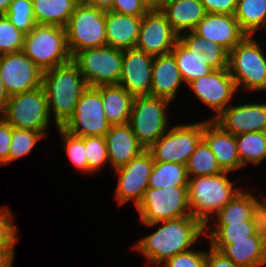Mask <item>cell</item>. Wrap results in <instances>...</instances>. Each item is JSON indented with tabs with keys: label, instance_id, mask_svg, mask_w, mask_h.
<instances>
[{
	"label": "cell",
	"instance_id": "obj_1",
	"mask_svg": "<svg viewBox=\"0 0 266 267\" xmlns=\"http://www.w3.org/2000/svg\"><path fill=\"white\" fill-rule=\"evenodd\" d=\"M159 226L155 232L143 237L133 247L148 259V265L160 266L178 253L192 249L199 237L205 235V226L193 216L179 217L145 226Z\"/></svg>",
	"mask_w": 266,
	"mask_h": 267
},
{
	"label": "cell",
	"instance_id": "obj_2",
	"mask_svg": "<svg viewBox=\"0 0 266 267\" xmlns=\"http://www.w3.org/2000/svg\"><path fill=\"white\" fill-rule=\"evenodd\" d=\"M48 111L53 112L56 127H63L73 116L81 94L88 88L78 66L73 62L47 70L42 76Z\"/></svg>",
	"mask_w": 266,
	"mask_h": 267
},
{
	"label": "cell",
	"instance_id": "obj_3",
	"mask_svg": "<svg viewBox=\"0 0 266 267\" xmlns=\"http://www.w3.org/2000/svg\"><path fill=\"white\" fill-rule=\"evenodd\" d=\"M228 173L230 172L224 171L217 175L191 177L188 180L190 213L205 229L213 228L208 224L210 219L241 191L228 178Z\"/></svg>",
	"mask_w": 266,
	"mask_h": 267
},
{
	"label": "cell",
	"instance_id": "obj_4",
	"mask_svg": "<svg viewBox=\"0 0 266 267\" xmlns=\"http://www.w3.org/2000/svg\"><path fill=\"white\" fill-rule=\"evenodd\" d=\"M22 52L43 73L72 61L66 30L55 25L36 24L33 30L25 34Z\"/></svg>",
	"mask_w": 266,
	"mask_h": 267
},
{
	"label": "cell",
	"instance_id": "obj_5",
	"mask_svg": "<svg viewBox=\"0 0 266 267\" xmlns=\"http://www.w3.org/2000/svg\"><path fill=\"white\" fill-rule=\"evenodd\" d=\"M257 42L246 35L229 52L228 69L237 91L241 85L250 92L266 90V56Z\"/></svg>",
	"mask_w": 266,
	"mask_h": 267
},
{
	"label": "cell",
	"instance_id": "obj_6",
	"mask_svg": "<svg viewBox=\"0 0 266 267\" xmlns=\"http://www.w3.org/2000/svg\"><path fill=\"white\" fill-rule=\"evenodd\" d=\"M106 11L80 2L65 26L72 58L80 51L107 45Z\"/></svg>",
	"mask_w": 266,
	"mask_h": 267
},
{
	"label": "cell",
	"instance_id": "obj_7",
	"mask_svg": "<svg viewBox=\"0 0 266 267\" xmlns=\"http://www.w3.org/2000/svg\"><path fill=\"white\" fill-rule=\"evenodd\" d=\"M169 103L167 99L150 95L134 97L128 124L145 150L168 130L166 108Z\"/></svg>",
	"mask_w": 266,
	"mask_h": 267
},
{
	"label": "cell",
	"instance_id": "obj_8",
	"mask_svg": "<svg viewBox=\"0 0 266 267\" xmlns=\"http://www.w3.org/2000/svg\"><path fill=\"white\" fill-rule=\"evenodd\" d=\"M72 61L78 66L88 87L119 84L123 50L108 45L78 52Z\"/></svg>",
	"mask_w": 266,
	"mask_h": 267
},
{
	"label": "cell",
	"instance_id": "obj_9",
	"mask_svg": "<svg viewBox=\"0 0 266 267\" xmlns=\"http://www.w3.org/2000/svg\"><path fill=\"white\" fill-rule=\"evenodd\" d=\"M136 208L141 224L192 216L188 204V186L147 188Z\"/></svg>",
	"mask_w": 266,
	"mask_h": 267
},
{
	"label": "cell",
	"instance_id": "obj_10",
	"mask_svg": "<svg viewBox=\"0 0 266 267\" xmlns=\"http://www.w3.org/2000/svg\"><path fill=\"white\" fill-rule=\"evenodd\" d=\"M2 117L13 128L31 129L47 136L51 118L43 86L10 96Z\"/></svg>",
	"mask_w": 266,
	"mask_h": 267
},
{
	"label": "cell",
	"instance_id": "obj_11",
	"mask_svg": "<svg viewBox=\"0 0 266 267\" xmlns=\"http://www.w3.org/2000/svg\"><path fill=\"white\" fill-rule=\"evenodd\" d=\"M203 139V121L177 124L168 129L147 150L155 162H174L186 165L196 146Z\"/></svg>",
	"mask_w": 266,
	"mask_h": 267
},
{
	"label": "cell",
	"instance_id": "obj_12",
	"mask_svg": "<svg viewBox=\"0 0 266 267\" xmlns=\"http://www.w3.org/2000/svg\"><path fill=\"white\" fill-rule=\"evenodd\" d=\"M63 128L79 137H105L111 125L104 113L101 94L95 87H88L81 94L73 116Z\"/></svg>",
	"mask_w": 266,
	"mask_h": 267
},
{
	"label": "cell",
	"instance_id": "obj_13",
	"mask_svg": "<svg viewBox=\"0 0 266 267\" xmlns=\"http://www.w3.org/2000/svg\"><path fill=\"white\" fill-rule=\"evenodd\" d=\"M154 163L152 154L148 150H144L127 164L114 169L119 175L115 191L117 203L122 205L133 199L135 207L138 206L148 188Z\"/></svg>",
	"mask_w": 266,
	"mask_h": 267
},
{
	"label": "cell",
	"instance_id": "obj_14",
	"mask_svg": "<svg viewBox=\"0 0 266 267\" xmlns=\"http://www.w3.org/2000/svg\"><path fill=\"white\" fill-rule=\"evenodd\" d=\"M43 72L22 51L0 56V78L9 96L42 86Z\"/></svg>",
	"mask_w": 266,
	"mask_h": 267
},
{
	"label": "cell",
	"instance_id": "obj_15",
	"mask_svg": "<svg viewBox=\"0 0 266 267\" xmlns=\"http://www.w3.org/2000/svg\"><path fill=\"white\" fill-rule=\"evenodd\" d=\"M178 40L179 35L160 9H150L142 16L135 48L156 57L170 53Z\"/></svg>",
	"mask_w": 266,
	"mask_h": 267
},
{
	"label": "cell",
	"instance_id": "obj_16",
	"mask_svg": "<svg viewBox=\"0 0 266 267\" xmlns=\"http://www.w3.org/2000/svg\"><path fill=\"white\" fill-rule=\"evenodd\" d=\"M188 85L203 104L216 112L215 117L228 107L234 93H237L234 79L228 68L213 70Z\"/></svg>",
	"mask_w": 266,
	"mask_h": 267
},
{
	"label": "cell",
	"instance_id": "obj_17",
	"mask_svg": "<svg viewBox=\"0 0 266 267\" xmlns=\"http://www.w3.org/2000/svg\"><path fill=\"white\" fill-rule=\"evenodd\" d=\"M154 57L142 50H123L122 75L119 85L133 97L151 94L152 67Z\"/></svg>",
	"mask_w": 266,
	"mask_h": 267
},
{
	"label": "cell",
	"instance_id": "obj_18",
	"mask_svg": "<svg viewBox=\"0 0 266 267\" xmlns=\"http://www.w3.org/2000/svg\"><path fill=\"white\" fill-rule=\"evenodd\" d=\"M212 120L223 130L234 136L244 133L263 132L266 127V103L228 105Z\"/></svg>",
	"mask_w": 266,
	"mask_h": 267
},
{
	"label": "cell",
	"instance_id": "obj_19",
	"mask_svg": "<svg viewBox=\"0 0 266 267\" xmlns=\"http://www.w3.org/2000/svg\"><path fill=\"white\" fill-rule=\"evenodd\" d=\"M193 31L229 52L246 36L234 15L219 13H207Z\"/></svg>",
	"mask_w": 266,
	"mask_h": 267
},
{
	"label": "cell",
	"instance_id": "obj_20",
	"mask_svg": "<svg viewBox=\"0 0 266 267\" xmlns=\"http://www.w3.org/2000/svg\"><path fill=\"white\" fill-rule=\"evenodd\" d=\"M203 140L216 156L223 171L232 172L242 168L234 135L223 130L212 119L203 121Z\"/></svg>",
	"mask_w": 266,
	"mask_h": 267
},
{
	"label": "cell",
	"instance_id": "obj_21",
	"mask_svg": "<svg viewBox=\"0 0 266 267\" xmlns=\"http://www.w3.org/2000/svg\"><path fill=\"white\" fill-rule=\"evenodd\" d=\"M242 267L266 265V231L262 227L250 240L233 241L229 245H209Z\"/></svg>",
	"mask_w": 266,
	"mask_h": 267
},
{
	"label": "cell",
	"instance_id": "obj_22",
	"mask_svg": "<svg viewBox=\"0 0 266 267\" xmlns=\"http://www.w3.org/2000/svg\"><path fill=\"white\" fill-rule=\"evenodd\" d=\"M105 140L109 163L113 169L127 164L145 150L129 124L111 126L105 135Z\"/></svg>",
	"mask_w": 266,
	"mask_h": 267
},
{
	"label": "cell",
	"instance_id": "obj_23",
	"mask_svg": "<svg viewBox=\"0 0 266 267\" xmlns=\"http://www.w3.org/2000/svg\"><path fill=\"white\" fill-rule=\"evenodd\" d=\"M183 82L177 62L171 52L154 57L150 96L164 98L171 102Z\"/></svg>",
	"mask_w": 266,
	"mask_h": 267
},
{
	"label": "cell",
	"instance_id": "obj_24",
	"mask_svg": "<svg viewBox=\"0 0 266 267\" xmlns=\"http://www.w3.org/2000/svg\"><path fill=\"white\" fill-rule=\"evenodd\" d=\"M141 22L142 16L106 11L105 30L107 45L119 50L135 48Z\"/></svg>",
	"mask_w": 266,
	"mask_h": 267
},
{
	"label": "cell",
	"instance_id": "obj_25",
	"mask_svg": "<svg viewBox=\"0 0 266 267\" xmlns=\"http://www.w3.org/2000/svg\"><path fill=\"white\" fill-rule=\"evenodd\" d=\"M159 9L178 35L192 31L207 14L201 0H164Z\"/></svg>",
	"mask_w": 266,
	"mask_h": 267
},
{
	"label": "cell",
	"instance_id": "obj_26",
	"mask_svg": "<svg viewBox=\"0 0 266 267\" xmlns=\"http://www.w3.org/2000/svg\"><path fill=\"white\" fill-rule=\"evenodd\" d=\"M95 88L101 94L104 113L110 125L128 124L134 97L119 84Z\"/></svg>",
	"mask_w": 266,
	"mask_h": 267
},
{
	"label": "cell",
	"instance_id": "obj_27",
	"mask_svg": "<svg viewBox=\"0 0 266 267\" xmlns=\"http://www.w3.org/2000/svg\"><path fill=\"white\" fill-rule=\"evenodd\" d=\"M258 199L252 193L241 190L210 221L215 219L216 223H242L263 220L261 201Z\"/></svg>",
	"mask_w": 266,
	"mask_h": 267
},
{
	"label": "cell",
	"instance_id": "obj_28",
	"mask_svg": "<svg viewBox=\"0 0 266 267\" xmlns=\"http://www.w3.org/2000/svg\"><path fill=\"white\" fill-rule=\"evenodd\" d=\"M179 41L213 70L228 68L229 51L220 44L207 41L193 30L179 35Z\"/></svg>",
	"mask_w": 266,
	"mask_h": 267
},
{
	"label": "cell",
	"instance_id": "obj_29",
	"mask_svg": "<svg viewBox=\"0 0 266 267\" xmlns=\"http://www.w3.org/2000/svg\"><path fill=\"white\" fill-rule=\"evenodd\" d=\"M81 0H32L36 24L65 28Z\"/></svg>",
	"mask_w": 266,
	"mask_h": 267
},
{
	"label": "cell",
	"instance_id": "obj_30",
	"mask_svg": "<svg viewBox=\"0 0 266 267\" xmlns=\"http://www.w3.org/2000/svg\"><path fill=\"white\" fill-rule=\"evenodd\" d=\"M213 225L212 230L205 229V235L210 240L209 245H229L233 244V241L250 240V237L263 227V220H250L242 223L214 222Z\"/></svg>",
	"mask_w": 266,
	"mask_h": 267
},
{
	"label": "cell",
	"instance_id": "obj_31",
	"mask_svg": "<svg viewBox=\"0 0 266 267\" xmlns=\"http://www.w3.org/2000/svg\"><path fill=\"white\" fill-rule=\"evenodd\" d=\"M234 16L240 29L253 36L257 29H266V0H237Z\"/></svg>",
	"mask_w": 266,
	"mask_h": 267
},
{
	"label": "cell",
	"instance_id": "obj_32",
	"mask_svg": "<svg viewBox=\"0 0 266 267\" xmlns=\"http://www.w3.org/2000/svg\"><path fill=\"white\" fill-rule=\"evenodd\" d=\"M186 165L174 162H155L148 188L188 186Z\"/></svg>",
	"mask_w": 266,
	"mask_h": 267
},
{
	"label": "cell",
	"instance_id": "obj_33",
	"mask_svg": "<svg viewBox=\"0 0 266 267\" xmlns=\"http://www.w3.org/2000/svg\"><path fill=\"white\" fill-rule=\"evenodd\" d=\"M186 85L213 71L206 63L188 50L179 40L171 50Z\"/></svg>",
	"mask_w": 266,
	"mask_h": 267
},
{
	"label": "cell",
	"instance_id": "obj_34",
	"mask_svg": "<svg viewBox=\"0 0 266 267\" xmlns=\"http://www.w3.org/2000/svg\"><path fill=\"white\" fill-rule=\"evenodd\" d=\"M242 166L259 165L266 159V138L263 132L244 133L235 136Z\"/></svg>",
	"mask_w": 266,
	"mask_h": 267
},
{
	"label": "cell",
	"instance_id": "obj_35",
	"mask_svg": "<svg viewBox=\"0 0 266 267\" xmlns=\"http://www.w3.org/2000/svg\"><path fill=\"white\" fill-rule=\"evenodd\" d=\"M188 178L217 175L224 172L207 143L202 139L186 164Z\"/></svg>",
	"mask_w": 266,
	"mask_h": 267
},
{
	"label": "cell",
	"instance_id": "obj_36",
	"mask_svg": "<svg viewBox=\"0 0 266 267\" xmlns=\"http://www.w3.org/2000/svg\"><path fill=\"white\" fill-rule=\"evenodd\" d=\"M42 132L31 129H12L8 164L18 158L28 155L35 148L38 141L45 139Z\"/></svg>",
	"mask_w": 266,
	"mask_h": 267
},
{
	"label": "cell",
	"instance_id": "obj_37",
	"mask_svg": "<svg viewBox=\"0 0 266 267\" xmlns=\"http://www.w3.org/2000/svg\"><path fill=\"white\" fill-rule=\"evenodd\" d=\"M5 16L25 34L33 30L36 25L32 0H12Z\"/></svg>",
	"mask_w": 266,
	"mask_h": 267
},
{
	"label": "cell",
	"instance_id": "obj_38",
	"mask_svg": "<svg viewBox=\"0 0 266 267\" xmlns=\"http://www.w3.org/2000/svg\"><path fill=\"white\" fill-rule=\"evenodd\" d=\"M59 134L61 135V139L64 144V149L68 158H70V162L73 163L75 168L81 172L89 173L88 162L85 153L84 147V137H79L73 135L66 131L63 127H57Z\"/></svg>",
	"mask_w": 266,
	"mask_h": 267
},
{
	"label": "cell",
	"instance_id": "obj_39",
	"mask_svg": "<svg viewBox=\"0 0 266 267\" xmlns=\"http://www.w3.org/2000/svg\"><path fill=\"white\" fill-rule=\"evenodd\" d=\"M25 33L15 27L8 18L0 16V54L20 52L24 46Z\"/></svg>",
	"mask_w": 266,
	"mask_h": 267
},
{
	"label": "cell",
	"instance_id": "obj_40",
	"mask_svg": "<svg viewBox=\"0 0 266 267\" xmlns=\"http://www.w3.org/2000/svg\"><path fill=\"white\" fill-rule=\"evenodd\" d=\"M84 147L90 174L99 171L106 162L109 163L105 137H84Z\"/></svg>",
	"mask_w": 266,
	"mask_h": 267
},
{
	"label": "cell",
	"instance_id": "obj_41",
	"mask_svg": "<svg viewBox=\"0 0 266 267\" xmlns=\"http://www.w3.org/2000/svg\"><path fill=\"white\" fill-rule=\"evenodd\" d=\"M13 221L9 207L0 208V250L15 249L18 229Z\"/></svg>",
	"mask_w": 266,
	"mask_h": 267
},
{
	"label": "cell",
	"instance_id": "obj_42",
	"mask_svg": "<svg viewBox=\"0 0 266 267\" xmlns=\"http://www.w3.org/2000/svg\"><path fill=\"white\" fill-rule=\"evenodd\" d=\"M207 257L206 251L194 250L193 248L165 260L160 266L164 267H204ZM163 267V266H162Z\"/></svg>",
	"mask_w": 266,
	"mask_h": 267
},
{
	"label": "cell",
	"instance_id": "obj_43",
	"mask_svg": "<svg viewBox=\"0 0 266 267\" xmlns=\"http://www.w3.org/2000/svg\"><path fill=\"white\" fill-rule=\"evenodd\" d=\"M149 10L142 0H113L110 11L132 16H143Z\"/></svg>",
	"mask_w": 266,
	"mask_h": 267
},
{
	"label": "cell",
	"instance_id": "obj_44",
	"mask_svg": "<svg viewBox=\"0 0 266 267\" xmlns=\"http://www.w3.org/2000/svg\"><path fill=\"white\" fill-rule=\"evenodd\" d=\"M13 127L0 117V165L8 164Z\"/></svg>",
	"mask_w": 266,
	"mask_h": 267
},
{
	"label": "cell",
	"instance_id": "obj_45",
	"mask_svg": "<svg viewBox=\"0 0 266 267\" xmlns=\"http://www.w3.org/2000/svg\"><path fill=\"white\" fill-rule=\"evenodd\" d=\"M207 13L234 15L237 0H201Z\"/></svg>",
	"mask_w": 266,
	"mask_h": 267
},
{
	"label": "cell",
	"instance_id": "obj_46",
	"mask_svg": "<svg viewBox=\"0 0 266 267\" xmlns=\"http://www.w3.org/2000/svg\"><path fill=\"white\" fill-rule=\"evenodd\" d=\"M204 267H242L209 246Z\"/></svg>",
	"mask_w": 266,
	"mask_h": 267
},
{
	"label": "cell",
	"instance_id": "obj_47",
	"mask_svg": "<svg viewBox=\"0 0 266 267\" xmlns=\"http://www.w3.org/2000/svg\"><path fill=\"white\" fill-rule=\"evenodd\" d=\"M15 249L0 250V267H13Z\"/></svg>",
	"mask_w": 266,
	"mask_h": 267
},
{
	"label": "cell",
	"instance_id": "obj_48",
	"mask_svg": "<svg viewBox=\"0 0 266 267\" xmlns=\"http://www.w3.org/2000/svg\"><path fill=\"white\" fill-rule=\"evenodd\" d=\"M81 2L103 11H110L113 0H81Z\"/></svg>",
	"mask_w": 266,
	"mask_h": 267
},
{
	"label": "cell",
	"instance_id": "obj_49",
	"mask_svg": "<svg viewBox=\"0 0 266 267\" xmlns=\"http://www.w3.org/2000/svg\"><path fill=\"white\" fill-rule=\"evenodd\" d=\"M8 92L0 78V116L2 117L6 111L7 103L9 101Z\"/></svg>",
	"mask_w": 266,
	"mask_h": 267
},
{
	"label": "cell",
	"instance_id": "obj_50",
	"mask_svg": "<svg viewBox=\"0 0 266 267\" xmlns=\"http://www.w3.org/2000/svg\"><path fill=\"white\" fill-rule=\"evenodd\" d=\"M149 9H159L164 0H142Z\"/></svg>",
	"mask_w": 266,
	"mask_h": 267
},
{
	"label": "cell",
	"instance_id": "obj_51",
	"mask_svg": "<svg viewBox=\"0 0 266 267\" xmlns=\"http://www.w3.org/2000/svg\"><path fill=\"white\" fill-rule=\"evenodd\" d=\"M12 0H0V16H4L7 12Z\"/></svg>",
	"mask_w": 266,
	"mask_h": 267
},
{
	"label": "cell",
	"instance_id": "obj_52",
	"mask_svg": "<svg viewBox=\"0 0 266 267\" xmlns=\"http://www.w3.org/2000/svg\"><path fill=\"white\" fill-rule=\"evenodd\" d=\"M263 199L261 201V211H262V216H263V227H264V230L266 231V197Z\"/></svg>",
	"mask_w": 266,
	"mask_h": 267
},
{
	"label": "cell",
	"instance_id": "obj_53",
	"mask_svg": "<svg viewBox=\"0 0 266 267\" xmlns=\"http://www.w3.org/2000/svg\"><path fill=\"white\" fill-rule=\"evenodd\" d=\"M263 133H264V136L266 138V127L264 128Z\"/></svg>",
	"mask_w": 266,
	"mask_h": 267
}]
</instances>
